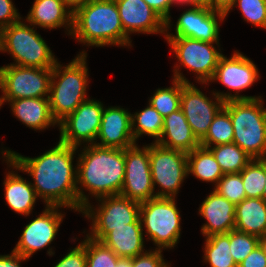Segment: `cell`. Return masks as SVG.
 <instances>
[{
  "mask_svg": "<svg viewBox=\"0 0 266 267\" xmlns=\"http://www.w3.org/2000/svg\"><path fill=\"white\" fill-rule=\"evenodd\" d=\"M77 149L59 140L54 148L35 158L9 149L2 150V155L9 167L26 172L33 178L31 185L46 206L67 207L82 212L90 202L77 185V166H73Z\"/></svg>",
  "mask_w": 266,
  "mask_h": 267,
  "instance_id": "6da1fadb",
  "label": "cell"
},
{
  "mask_svg": "<svg viewBox=\"0 0 266 267\" xmlns=\"http://www.w3.org/2000/svg\"><path fill=\"white\" fill-rule=\"evenodd\" d=\"M77 160V185L96 199L120 195L125 177V149L85 144Z\"/></svg>",
  "mask_w": 266,
  "mask_h": 267,
  "instance_id": "7a4b0ae2",
  "label": "cell"
},
{
  "mask_svg": "<svg viewBox=\"0 0 266 267\" xmlns=\"http://www.w3.org/2000/svg\"><path fill=\"white\" fill-rule=\"evenodd\" d=\"M71 36L81 44L131 46L124 32L115 0H91L73 12Z\"/></svg>",
  "mask_w": 266,
  "mask_h": 267,
  "instance_id": "3957f363",
  "label": "cell"
},
{
  "mask_svg": "<svg viewBox=\"0 0 266 267\" xmlns=\"http://www.w3.org/2000/svg\"><path fill=\"white\" fill-rule=\"evenodd\" d=\"M86 58V51H82L68 65L57 61L52 68L48 99L58 124L89 99L86 96L89 83Z\"/></svg>",
  "mask_w": 266,
  "mask_h": 267,
  "instance_id": "277c9868",
  "label": "cell"
},
{
  "mask_svg": "<svg viewBox=\"0 0 266 267\" xmlns=\"http://www.w3.org/2000/svg\"><path fill=\"white\" fill-rule=\"evenodd\" d=\"M262 96L249 100L224 102L233 130V143L253 159L266 158V115Z\"/></svg>",
  "mask_w": 266,
  "mask_h": 267,
  "instance_id": "5b68a950",
  "label": "cell"
},
{
  "mask_svg": "<svg viewBox=\"0 0 266 267\" xmlns=\"http://www.w3.org/2000/svg\"><path fill=\"white\" fill-rule=\"evenodd\" d=\"M20 19L2 29V50L9 52L14 63L10 65L53 68L57 62L50 47L36 32L35 26Z\"/></svg>",
  "mask_w": 266,
  "mask_h": 267,
  "instance_id": "8992f818",
  "label": "cell"
},
{
  "mask_svg": "<svg viewBox=\"0 0 266 267\" xmlns=\"http://www.w3.org/2000/svg\"><path fill=\"white\" fill-rule=\"evenodd\" d=\"M175 201V198L155 197L140 203L142 227L156 249H172L180 239L181 216Z\"/></svg>",
  "mask_w": 266,
  "mask_h": 267,
  "instance_id": "52a82bcc",
  "label": "cell"
},
{
  "mask_svg": "<svg viewBox=\"0 0 266 267\" xmlns=\"http://www.w3.org/2000/svg\"><path fill=\"white\" fill-rule=\"evenodd\" d=\"M99 206L94 209L89 203L82 215L91 219V239L100 241L113 228L129 227L140 216V203L121 195L98 198Z\"/></svg>",
  "mask_w": 266,
  "mask_h": 267,
  "instance_id": "ba28073f",
  "label": "cell"
},
{
  "mask_svg": "<svg viewBox=\"0 0 266 267\" xmlns=\"http://www.w3.org/2000/svg\"><path fill=\"white\" fill-rule=\"evenodd\" d=\"M51 74L52 68L0 67V108L4 102L19 98H48Z\"/></svg>",
  "mask_w": 266,
  "mask_h": 267,
  "instance_id": "9c48e42d",
  "label": "cell"
},
{
  "mask_svg": "<svg viewBox=\"0 0 266 267\" xmlns=\"http://www.w3.org/2000/svg\"><path fill=\"white\" fill-rule=\"evenodd\" d=\"M152 184L160 187L156 197L175 198L188 176L187 153L151 143L149 145Z\"/></svg>",
  "mask_w": 266,
  "mask_h": 267,
  "instance_id": "30bf717a",
  "label": "cell"
},
{
  "mask_svg": "<svg viewBox=\"0 0 266 267\" xmlns=\"http://www.w3.org/2000/svg\"><path fill=\"white\" fill-rule=\"evenodd\" d=\"M180 65L196 75L201 84L209 83L213 78L222 53L213 45L188 37H166Z\"/></svg>",
  "mask_w": 266,
  "mask_h": 267,
  "instance_id": "8fae6325",
  "label": "cell"
},
{
  "mask_svg": "<svg viewBox=\"0 0 266 267\" xmlns=\"http://www.w3.org/2000/svg\"><path fill=\"white\" fill-rule=\"evenodd\" d=\"M259 77L256 64L239 51H234V54H232V57L230 58L222 55L210 82L218 80L219 83L236 92L235 94H230V92H214L224 102L232 100H249L258 97L243 96L239 95L238 92L251 87L259 80Z\"/></svg>",
  "mask_w": 266,
  "mask_h": 267,
  "instance_id": "7c38bea8",
  "label": "cell"
},
{
  "mask_svg": "<svg viewBox=\"0 0 266 267\" xmlns=\"http://www.w3.org/2000/svg\"><path fill=\"white\" fill-rule=\"evenodd\" d=\"M103 110L104 106L99 100L87 99L82 102L73 113L59 123V140L77 148L82 143L95 144Z\"/></svg>",
  "mask_w": 266,
  "mask_h": 267,
  "instance_id": "4fadbf2b",
  "label": "cell"
},
{
  "mask_svg": "<svg viewBox=\"0 0 266 267\" xmlns=\"http://www.w3.org/2000/svg\"><path fill=\"white\" fill-rule=\"evenodd\" d=\"M125 149V177L120 195L142 203L156 197L150 170L149 145Z\"/></svg>",
  "mask_w": 266,
  "mask_h": 267,
  "instance_id": "5bb4252c",
  "label": "cell"
},
{
  "mask_svg": "<svg viewBox=\"0 0 266 267\" xmlns=\"http://www.w3.org/2000/svg\"><path fill=\"white\" fill-rule=\"evenodd\" d=\"M214 101L209 99L191 82H182L181 110L183 111L193 134L201 141L208 133L209 127L224 105L213 91Z\"/></svg>",
  "mask_w": 266,
  "mask_h": 267,
  "instance_id": "9a60e30c",
  "label": "cell"
},
{
  "mask_svg": "<svg viewBox=\"0 0 266 267\" xmlns=\"http://www.w3.org/2000/svg\"><path fill=\"white\" fill-rule=\"evenodd\" d=\"M60 206H46L42 214L25 227L13 251L29 259L33 253L51 244L55 239L63 216Z\"/></svg>",
  "mask_w": 266,
  "mask_h": 267,
  "instance_id": "2e32d148",
  "label": "cell"
},
{
  "mask_svg": "<svg viewBox=\"0 0 266 267\" xmlns=\"http://www.w3.org/2000/svg\"><path fill=\"white\" fill-rule=\"evenodd\" d=\"M226 15L209 8L190 7L178 18L175 25V35L166 31L165 37H188L204 42L219 44L218 21H223Z\"/></svg>",
  "mask_w": 266,
  "mask_h": 267,
  "instance_id": "e0dca14e",
  "label": "cell"
},
{
  "mask_svg": "<svg viewBox=\"0 0 266 267\" xmlns=\"http://www.w3.org/2000/svg\"><path fill=\"white\" fill-rule=\"evenodd\" d=\"M124 32L166 33V22L144 0H115Z\"/></svg>",
  "mask_w": 266,
  "mask_h": 267,
  "instance_id": "ac0fdd59",
  "label": "cell"
},
{
  "mask_svg": "<svg viewBox=\"0 0 266 267\" xmlns=\"http://www.w3.org/2000/svg\"><path fill=\"white\" fill-rule=\"evenodd\" d=\"M97 139L100 142L95 144L101 147L126 149L134 145L131 113L121 107H104Z\"/></svg>",
  "mask_w": 266,
  "mask_h": 267,
  "instance_id": "d6986e66",
  "label": "cell"
},
{
  "mask_svg": "<svg viewBox=\"0 0 266 267\" xmlns=\"http://www.w3.org/2000/svg\"><path fill=\"white\" fill-rule=\"evenodd\" d=\"M235 210V204L213 190L199 207V214L207 221L201 227L203 236L225 234L234 230Z\"/></svg>",
  "mask_w": 266,
  "mask_h": 267,
  "instance_id": "ffe728a7",
  "label": "cell"
},
{
  "mask_svg": "<svg viewBox=\"0 0 266 267\" xmlns=\"http://www.w3.org/2000/svg\"><path fill=\"white\" fill-rule=\"evenodd\" d=\"M25 20L43 29L66 27L69 35L73 29V11L63 0H35Z\"/></svg>",
  "mask_w": 266,
  "mask_h": 267,
  "instance_id": "44dd1931",
  "label": "cell"
},
{
  "mask_svg": "<svg viewBox=\"0 0 266 267\" xmlns=\"http://www.w3.org/2000/svg\"><path fill=\"white\" fill-rule=\"evenodd\" d=\"M156 143L185 153L200 146L181 108L164 117L162 134Z\"/></svg>",
  "mask_w": 266,
  "mask_h": 267,
  "instance_id": "7402d4cb",
  "label": "cell"
},
{
  "mask_svg": "<svg viewBox=\"0 0 266 267\" xmlns=\"http://www.w3.org/2000/svg\"><path fill=\"white\" fill-rule=\"evenodd\" d=\"M143 227L140 217L129 227L113 228L100 242L118 257L133 258L144 253Z\"/></svg>",
  "mask_w": 266,
  "mask_h": 267,
  "instance_id": "603a6c76",
  "label": "cell"
},
{
  "mask_svg": "<svg viewBox=\"0 0 266 267\" xmlns=\"http://www.w3.org/2000/svg\"><path fill=\"white\" fill-rule=\"evenodd\" d=\"M13 115L34 130L59 126L53 118L48 98H19L9 101Z\"/></svg>",
  "mask_w": 266,
  "mask_h": 267,
  "instance_id": "cb8c5ba5",
  "label": "cell"
},
{
  "mask_svg": "<svg viewBox=\"0 0 266 267\" xmlns=\"http://www.w3.org/2000/svg\"><path fill=\"white\" fill-rule=\"evenodd\" d=\"M235 230L260 238L266 232V201L246 198L236 205Z\"/></svg>",
  "mask_w": 266,
  "mask_h": 267,
  "instance_id": "d4e9b609",
  "label": "cell"
},
{
  "mask_svg": "<svg viewBox=\"0 0 266 267\" xmlns=\"http://www.w3.org/2000/svg\"><path fill=\"white\" fill-rule=\"evenodd\" d=\"M10 171L4 179L5 199L8 206L16 213L29 216L38 198L31 182L19 174Z\"/></svg>",
  "mask_w": 266,
  "mask_h": 267,
  "instance_id": "484cf974",
  "label": "cell"
},
{
  "mask_svg": "<svg viewBox=\"0 0 266 267\" xmlns=\"http://www.w3.org/2000/svg\"><path fill=\"white\" fill-rule=\"evenodd\" d=\"M187 171L205 182L216 183L224 173L209 148L198 146L187 153Z\"/></svg>",
  "mask_w": 266,
  "mask_h": 267,
  "instance_id": "4316f807",
  "label": "cell"
},
{
  "mask_svg": "<svg viewBox=\"0 0 266 267\" xmlns=\"http://www.w3.org/2000/svg\"><path fill=\"white\" fill-rule=\"evenodd\" d=\"M174 69L173 86L167 88H158L149 103L164 118L181 107L182 82L189 83V80L180 73V65Z\"/></svg>",
  "mask_w": 266,
  "mask_h": 267,
  "instance_id": "83f0119b",
  "label": "cell"
},
{
  "mask_svg": "<svg viewBox=\"0 0 266 267\" xmlns=\"http://www.w3.org/2000/svg\"><path fill=\"white\" fill-rule=\"evenodd\" d=\"M204 260L211 267H238L230 253V232L205 237Z\"/></svg>",
  "mask_w": 266,
  "mask_h": 267,
  "instance_id": "f1b7e54d",
  "label": "cell"
},
{
  "mask_svg": "<svg viewBox=\"0 0 266 267\" xmlns=\"http://www.w3.org/2000/svg\"><path fill=\"white\" fill-rule=\"evenodd\" d=\"M224 174L240 173L253 159L235 143L209 147Z\"/></svg>",
  "mask_w": 266,
  "mask_h": 267,
  "instance_id": "f546056e",
  "label": "cell"
},
{
  "mask_svg": "<svg viewBox=\"0 0 266 267\" xmlns=\"http://www.w3.org/2000/svg\"><path fill=\"white\" fill-rule=\"evenodd\" d=\"M131 121L135 142L143 134L155 138L154 143L160 139L164 118L150 104L142 111L131 114Z\"/></svg>",
  "mask_w": 266,
  "mask_h": 267,
  "instance_id": "4dcf8cb0",
  "label": "cell"
},
{
  "mask_svg": "<svg viewBox=\"0 0 266 267\" xmlns=\"http://www.w3.org/2000/svg\"><path fill=\"white\" fill-rule=\"evenodd\" d=\"M234 130L229 112L222 107L215 115L208 133L200 141V145L206 148L233 143Z\"/></svg>",
  "mask_w": 266,
  "mask_h": 267,
  "instance_id": "1f68e13d",
  "label": "cell"
},
{
  "mask_svg": "<svg viewBox=\"0 0 266 267\" xmlns=\"http://www.w3.org/2000/svg\"><path fill=\"white\" fill-rule=\"evenodd\" d=\"M240 174L246 198H262L265 185V158L252 159Z\"/></svg>",
  "mask_w": 266,
  "mask_h": 267,
  "instance_id": "d6a6232c",
  "label": "cell"
},
{
  "mask_svg": "<svg viewBox=\"0 0 266 267\" xmlns=\"http://www.w3.org/2000/svg\"><path fill=\"white\" fill-rule=\"evenodd\" d=\"M86 267H116L118 257L110 248L100 241L86 235Z\"/></svg>",
  "mask_w": 266,
  "mask_h": 267,
  "instance_id": "836d02e7",
  "label": "cell"
},
{
  "mask_svg": "<svg viewBox=\"0 0 266 267\" xmlns=\"http://www.w3.org/2000/svg\"><path fill=\"white\" fill-rule=\"evenodd\" d=\"M259 238L257 236L241 232L230 231V253L238 266L257 246Z\"/></svg>",
  "mask_w": 266,
  "mask_h": 267,
  "instance_id": "e575fe53",
  "label": "cell"
},
{
  "mask_svg": "<svg viewBox=\"0 0 266 267\" xmlns=\"http://www.w3.org/2000/svg\"><path fill=\"white\" fill-rule=\"evenodd\" d=\"M214 190L226 198L228 201L237 205L246 199L245 189L240 173L224 174L218 181Z\"/></svg>",
  "mask_w": 266,
  "mask_h": 267,
  "instance_id": "d590c367",
  "label": "cell"
},
{
  "mask_svg": "<svg viewBox=\"0 0 266 267\" xmlns=\"http://www.w3.org/2000/svg\"><path fill=\"white\" fill-rule=\"evenodd\" d=\"M245 21L266 29V0H236Z\"/></svg>",
  "mask_w": 266,
  "mask_h": 267,
  "instance_id": "8d00e7d4",
  "label": "cell"
},
{
  "mask_svg": "<svg viewBox=\"0 0 266 267\" xmlns=\"http://www.w3.org/2000/svg\"><path fill=\"white\" fill-rule=\"evenodd\" d=\"M86 239L62 258L54 267H86Z\"/></svg>",
  "mask_w": 266,
  "mask_h": 267,
  "instance_id": "74e56055",
  "label": "cell"
},
{
  "mask_svg": "<svg viewBox=\"0 0 266 267\" xmlns=\"http://www.w3.org/2000/svg\"><path fill=\"white\" fill-rule=\"evenodd\" d=\"M153 250V251H152ZM145 250L144 253L132 258V267H170L163 259L159 249Z\"/></svg>",
  "mask_w": 266,
  "mask_h": 267,
  "instance_id": "f35d334b",
  "label": "cell"
},
{
  "mask_svg": "<svg viewBox=\"0 0 266 267\" xmlns=\"http://www.w3.org/2000/svg\"><path fill=\"white\" fill-rule=\"evenodd\" d=\"M22 17L18 13L12 0H0V28L4 29L7 26L18 22Z\"/></svg>",
  "mask_w": 266,
  "mask_h": 267,
  "instance_id": "ab89813d",
  "label": "cell"
},
{
  "mask_svg": "<svg viewBox=\"0 0 266 267\" xmlns=\"http://www.w3.org/2000/svg\"><path fill=\"white\" fill-rule=\"evenodd\" d=\"M165 22L166 31L171 27L170 8L171 0H144Z\"/></svg>",
  "mask_w": 266,
  "mask_h": 267,
  "instance_id": "60d3db41",
  "label": "cell"
},
{
  "mask_svg": "<svg viewBox=\"0 0 266 267\" xmlns=\"http://www.w3.org/2000/svg\"><path fill=\"white\" fill-rule=\"evenodd\" d=\"M238 267H266V254L258 245Z\"/></svg>",
  "mask_w": 266,
  "mask_h": 267,
  "instance_id": "b9f144b4",
  "label": "cell"
},
{
  "mask_svg": "<svg viewBox=\"0 0 266 267\" xmlns=\"http://www.w3.org/2000/svg\"><path fill=\"white\" fill-rule=\"evenodd\" d=\"M26 260L28 259L12 250L10 255H0V267H21V261Z\"/></svg>",
  "mask_w": 266,
  "mask_h": 267,
  "instance_id": "7bdbcfd3",
  "label": "cell"
},
{
  "mask_svg": "<svg viewBox=\"0 0 266 267\" xmlns=\"http://www.w3.org/2000/svg\"><path fill=\"white\" fill-rule=\"evenodd\" d=\"M236 0H211V10L225 14L226 16L234 7Z\"/></svg>",
  "mask_w": 266,
  "mask_h": 267,
  "instance_id": "ee69618b",
  "label": "cell"
},
{
  "mask_svg": "<svg viewBox=\"0 0 266 267\" xmlns=\"http://www.w3.org/2000/svg\"><path fill=\"white\" fill-rule=\"evenodd\" d=\"M66 5L74 12L77 8L86 5L91 0H63Z\"/></svg>",
  "mask_w": 266,
  "mask_h": 267,
  "instance_id": "f6af8a7d",
  "label": "cell"
},
{
  "mask_svg": "<svg viewBox=\"0 0 266 267\" xmlns=\"http://www.w3.org/2000/svg\"><path fill=\"white\" fill-rule=\"evenodd\" d=\"M193 7L209 8L211 10V0H191Z\"/></svg>",
  "mask_w": 266,
  "mask_h": 267,
  "instance_id": "bcb514c9",
  "label": "cell"
},
{
  "mask_svg": "<svg viewBox=\"0 0 266 267\" xmlns=\"http://www.w3.org/2000/svg\"><path fill=\"white\" fill-rule=\"evenodd\" d=\"M116 267H132V258L120 257L117 261Z\"/></svg>",
  "mask_w": 266,
  "mask_h": 267,
  "instance_id": "7dc6e473",
  "label": "cell"
},
{
  "mask_svg": "<svg viewBox=\"0 0 266 267\" xmlns=\"http://www.w3.org/2000/svg\"><path fill=\"white\" fill-rule=\"evenodd\" d=\"M259 246L266 254V232L259 238Z\"/></svg>",
  "mask_w": 266,
  "mask_h": 267,
  "instance_id": "c3c4849f",
  "label": "cell"
},
{
  "mask_svg": "<svg viewBox=\"0 0 266 267\" xmlns=\"http://www.w3.org/2000/svg\"><path fill=\"white\" fill-rule=\"evenodd\" d=\"M173 4H180V5H183V4L186 5L187 4L188 6L189 5L192 6L191 0H171V7Z\"/></svg>",
  "mask_w": 266,
  "mask_h": 267,
  "instance_id": "681fc988",
  "label": "cell"
},
{
  "mask_svg": "<svg viewBox=\"0 0 266 267\" xmlns=\"http://www.w3.org/2000/svg\"><path fill=\"white\" fill-rule=\"evenodd\" d=\"M262 199L266 201V158H265V185H264Z\"/></svg>",
  "mask_w": 266,
  "mask_h": 267,
  "instance_id": "f907efd6",
  "label": "cell"
},
{
  "mask_svg": "<svg viewBox=\"0 0 266 267\" xmlns=\"http://www.w3.org/2000/svg\"><path fill=\"white\" fill-rule=\"evenodd\" d=\"M2 50V29L0 28V51Z\"/></svg>",
  "mask_w": 266,
  "mask_h": 267,
  "instance_id": "816d5d0a",
  "label": "cell"
},
{
  "mask_svg": "<svg viewBox=\"0 0 266 267\" xmlns=\"http://www.w3.org/2000/svg\"><path fill=\"white\" fill-rule=\"evenodd\" d=\"M263 110H264V113H265V115H266V108L264 107V105H263Z\"/></svg>",
  "mask_w": 266,
  "mask_h": 267,
  "instance_id": "f5cc1de1",
  "label": "cell"
}]
</instances>
